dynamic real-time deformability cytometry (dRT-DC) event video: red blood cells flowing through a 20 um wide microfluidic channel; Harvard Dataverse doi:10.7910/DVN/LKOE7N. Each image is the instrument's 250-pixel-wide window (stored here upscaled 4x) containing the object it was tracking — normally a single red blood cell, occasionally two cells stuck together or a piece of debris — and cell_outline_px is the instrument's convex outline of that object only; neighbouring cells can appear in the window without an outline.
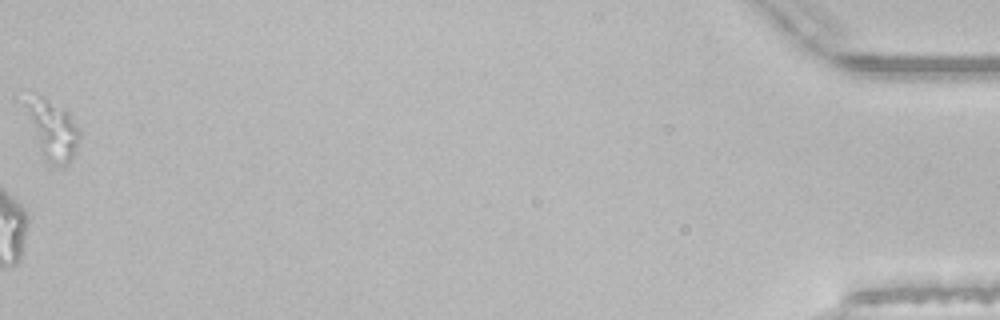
{"species": "common noctule bat (a hibernating species)", "species_latin": "Nyctalus noctula", "temperature_condition": "room temperature", "stored_images_in_passage": 50, "camera_frame_rate_fps": 3000, "um_per_image_px": 0.085, "animal": {"sex": "male", "body_mass_g": 21.5, "forearm_length_mm": 52.0}, "frame": {"image": 1, "passage_image": 50, "time_ms": 16.333, "image_size_px": [1000, 320], "cell_outline_px": [[80, 140], [76, 152], [64, 164], [52, 164], [44, 160], [16, 100], [36, 92], [68, 108], [80, 132]], "centroid_in_image_um": [4.31, 10.85], "position_along_channel_um": 430.9, "area_um2": 20.4}, "authors_computed_cell_mechanics": {"area_um2": 18.9584, "velocity_mm_per_s": 3.9436, "shape_relaxation_time_tau1_ms": null, "shape_relaxation_time_tau2_ms": 8.7097, "deformation_change_tau1": null, "deformation_change_tau2": 0.139}}